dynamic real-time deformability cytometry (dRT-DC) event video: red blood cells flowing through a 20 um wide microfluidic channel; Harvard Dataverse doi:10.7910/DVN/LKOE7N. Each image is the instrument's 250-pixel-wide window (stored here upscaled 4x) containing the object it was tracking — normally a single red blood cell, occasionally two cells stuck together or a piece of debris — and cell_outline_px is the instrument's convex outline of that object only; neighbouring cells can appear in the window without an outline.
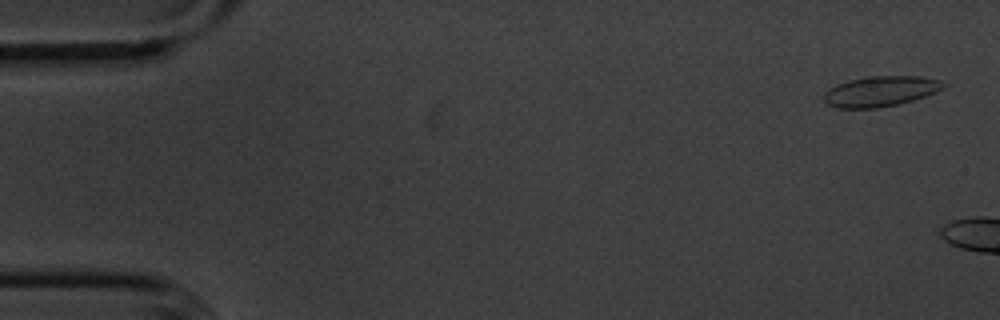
{"species": "common noctule bat (a hibernating species)", "species_latin": "Nyctalus noctula", "temperature_condition": "cold", "stored_images_in_passage": 7, "camera_frame_rate_fps": 3000, "um_per_image_px": 0.085, "animal": {"sex": "male", "body_mass_g": 20.1, "forearm_length_mm": 53.5}, "frame": {"image": 1, "passage_image": 2, "time_ms": 0.333, "image_size_px": [1000, 320], "cell_outline_px": [[948, 84], [944, 88], [936, 92], [912, 100], [896, 104], [876, 108], [836, 108], [828, 104], [824, 100], [824, 92], [828, 88], [836, 84], [848, 80], [868, 76], [920, 76], [940, 80]], "centroid_in_image_um": [74.83, 7.75], "position_along_channel_um": 10.2, "area_um2": 21.21}}